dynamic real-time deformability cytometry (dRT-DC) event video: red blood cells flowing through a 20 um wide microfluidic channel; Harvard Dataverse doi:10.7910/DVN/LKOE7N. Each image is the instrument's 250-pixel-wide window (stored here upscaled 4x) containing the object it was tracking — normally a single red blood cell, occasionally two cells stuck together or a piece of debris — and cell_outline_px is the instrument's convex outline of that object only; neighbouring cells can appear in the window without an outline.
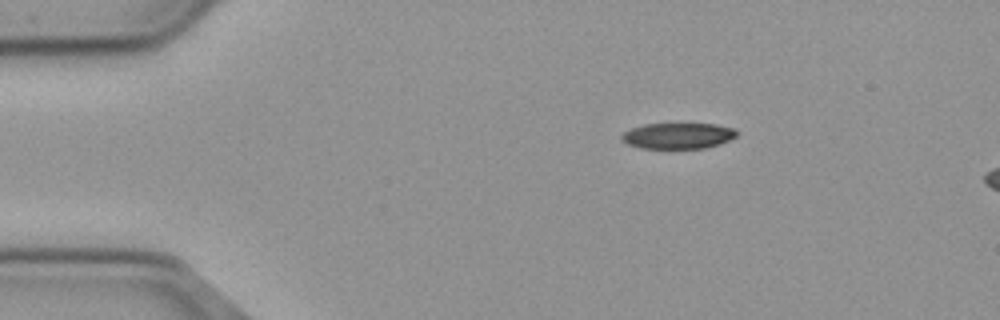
{"species": "common noctule bat (a hibernating species)", "species_latin": "Nyctalus noctula", "temperature_condition": "cold", "stored_images_in_passage": 9, "camera_frame_rate_fps": 3000, "um_per_image_px": 0.085, "animal": {"sex": "male", "body_mass_g": 23.1, "forearm_length_mm": 52.7}, "frame": {"image": 1, "passage_image": 1, "time_ms": 0.0, "image_size_px": [1000, 320], "cell_outline_px": [[736, 136], [720, 144], [704, 148], [640, 148], [628, 144], [620, 140], [620, 136], [624, 132], [632, 128], [644, 124], [716, 124], [736, 128]], "centroid_in_image_um": [57.62, 11.54], "position_along_channel_um": 27.4, "area_um2": 17.34}}